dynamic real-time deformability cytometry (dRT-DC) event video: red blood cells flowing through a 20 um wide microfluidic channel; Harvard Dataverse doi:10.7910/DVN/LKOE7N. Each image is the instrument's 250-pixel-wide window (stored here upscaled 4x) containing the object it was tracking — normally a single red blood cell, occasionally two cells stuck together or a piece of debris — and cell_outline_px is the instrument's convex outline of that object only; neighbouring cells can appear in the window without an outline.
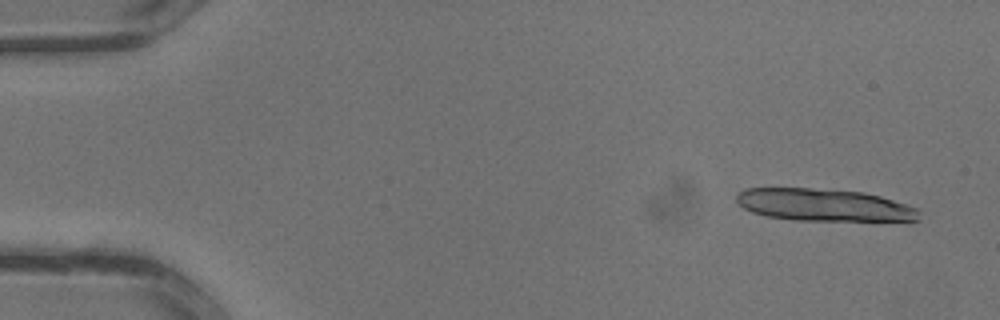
{"species": "common noctule bat (a hibernating species)", "species_latin": "Nyctalus noctula", "temperature_condition": "warm", "stored_images_in_passage": 34, "segment_of_instrument_passage": [1, 2], "camera_frame_rate_fps": 3000, "um_per_image_px": 0.085, "animal": {"sex": "male", "body_mass_g": 13.3}, "frame": {"image": 1, "passage_image": 2, "time_ms": 0.333, "image_size_px": [1000, 320], "cell_outline_px": [[920, 220], [792, 220], [768, 216], [752, 212], [744, 208], [736, 200], [736, 192], [744, 188], [812, 188], [864, 192], [880, 196], [920, 208]], "centroid_in_image_um": [70.02, 17.41], "position_along_channel_um": 15.0, "area_um2": 34.39}}